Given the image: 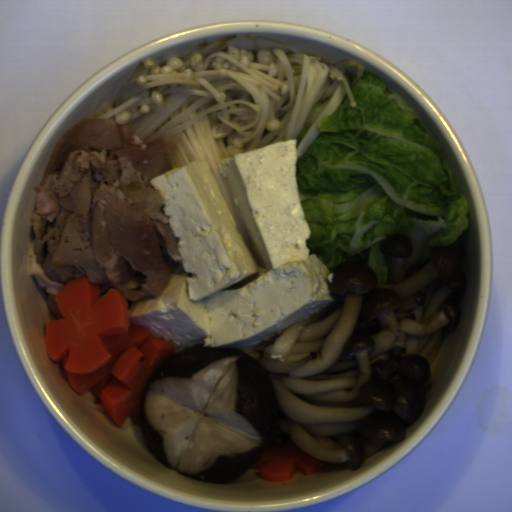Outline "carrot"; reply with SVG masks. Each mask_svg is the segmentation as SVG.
I'll return each mask as SVG.
<instances>
[{"label": "carrot", "instance_id": "carrot-1", "mask_svg": "<svg viewBox=\"0 0 512 512\" xmlns=\"http://www.w3.org/2000/svg\"><path fill=\"white\" fill-rule=\"evenodd\" d=\"M100 296L87 275L66 282L54 299L63 318L50 319L46 351L60 362L72 390H90L118 425L127 418L140 427V402L160 366L175 352L147 327L132 325L125 294L114 287Z\"/></svg>", "mask_w": 512, "mask_h": 512}, {"label": "carrot", "instance_id": "carrot-2", "mask_svg": "<svg viewBox=\"0 0 512 512\" xmlns=\"http://www.w3.org/2000/svg\"><path fill=\"white\" fill-rule=\"evenodd\" d=\"M329 465L330 463L314 458L286 438L281 444H272L265 448L250 468H258L261 478L267 481L286 482L293 478L297 470L308 475Z\"/></svg>", "mask_w": 512, "mask_h": 512}]
</instances>
